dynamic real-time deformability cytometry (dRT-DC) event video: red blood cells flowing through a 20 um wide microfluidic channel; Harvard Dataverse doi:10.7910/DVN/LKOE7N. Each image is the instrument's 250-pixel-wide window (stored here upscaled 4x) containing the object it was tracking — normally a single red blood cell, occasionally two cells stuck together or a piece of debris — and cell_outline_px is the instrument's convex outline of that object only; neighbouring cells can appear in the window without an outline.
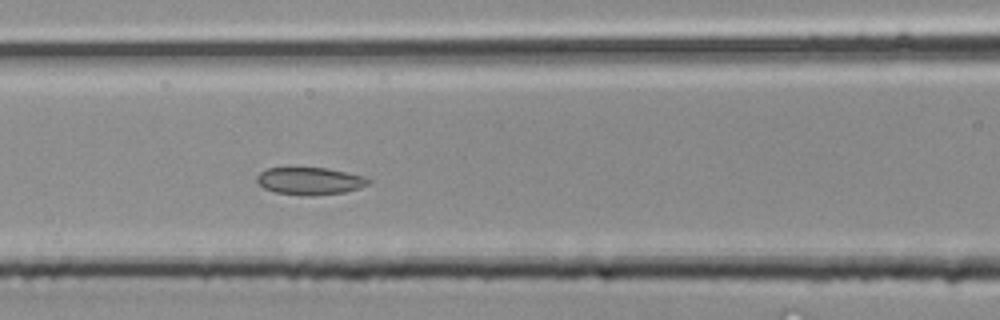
{"species": "common noctule bat (a hibernating species)", "species_latin": "Nyctalus noctula", "temperature_condition": "room temperature", "stored_images_in_passage": 32, "segment_of_instrument_passage": [2, 2], "camera_frame_rate_fps": 3000, "um_per_image_px": 0.085, "animal": {"sex": "male", "body_mass_g": 20.4}, "frame": {"image": 1, "passage_image": 13, "time_ms": 4.0, "image_size_px": [1000, 320], "cell_outline_px": [[372, 180], [368, 184], [360, 188], [344, 192], [312, 196], [308, 196], [276, 192], [264, 188], [256, 180], [256, 176], [260, 172], [268, 168], [324, 168], [364, 176]], "centroid_in_image_um": [26.34, 15.39], "position_along_channel_um": 140.3, "area_um2": 17.63}}
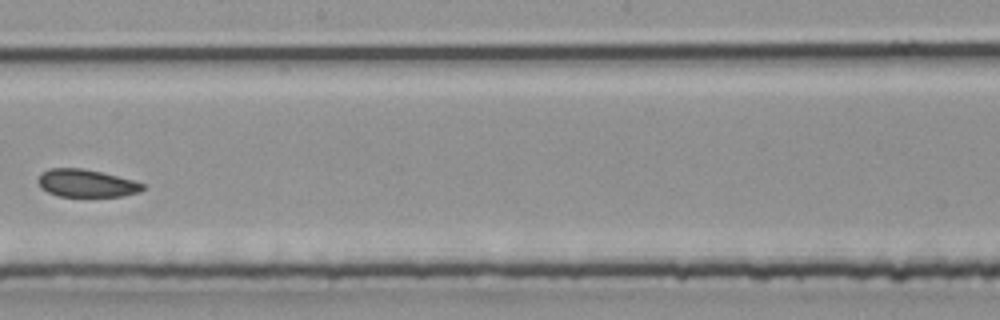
{"frame": {"image": 2, "passage_image": 18, "time_ms": 5.667, "image_size_px": [1000, 320], "cell_outline_px": [[144, 188], [140, 192], [124, 196], [60, 196], [48, 192], [40, 188], [40, 172], [48, 168], [84, 168], [132, 180], [144, 184]], "centroid_in_image_um": [7.34, 15.57], "position_along_channel_um": 240.9, "area_um2": 16.7}}
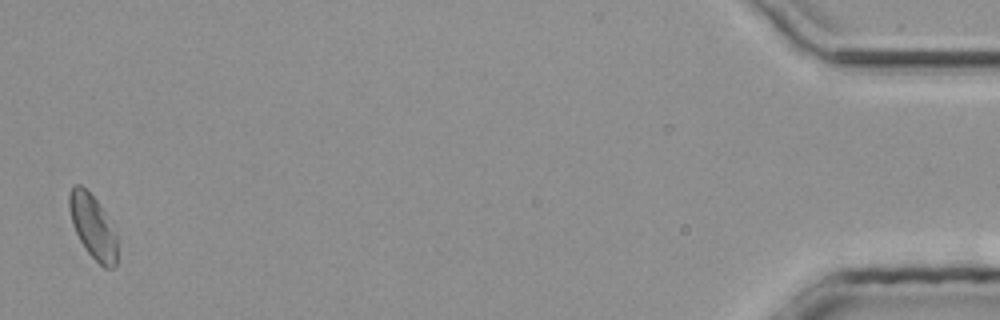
{"frame": {"image": 3, "passage_image": 32, "time_ms": 10.333, "image_size_px": [1000, 320], "cell_outline_px": [[116, 268], [104, 268], [84, 248], [72, 224], [68, 208], [68, 192], [72, 184], [80, 184], [100, 204], [116, 232]], "centroid_in_image_um": [7.87, 19.23], "position_along_channel_um": 427.3, "area_um2": 17.92}}